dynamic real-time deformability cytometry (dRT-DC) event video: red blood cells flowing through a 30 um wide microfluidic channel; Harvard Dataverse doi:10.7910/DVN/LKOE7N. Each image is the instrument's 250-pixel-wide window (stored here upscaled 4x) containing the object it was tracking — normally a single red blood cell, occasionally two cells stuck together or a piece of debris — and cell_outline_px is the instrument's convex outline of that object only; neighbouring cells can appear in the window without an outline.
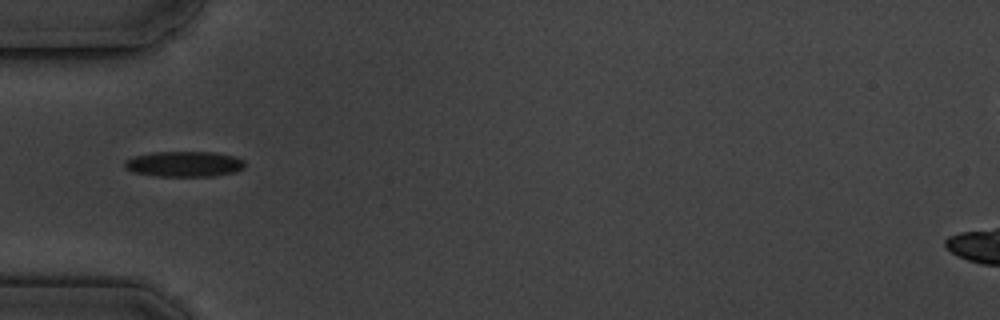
{"species": "common noctule bat (a hibernating species)", "species_latin": "Nyctalus noctula", "temperature_condition": "cold", "stored_images_in_passage": 2, "camera_frame_rate_fps": 3000, "um_per_image_px": 0.085, "animal": {"sex": "male", "body_mass_g": 19.5, "forearm_length_mm": 54.6}, "frame": {"image": 1, "passage_image": 1, "time_ms": 0.0, "image_size_px": [1000, 320], "cell_outline_px": [[244, 168], [236, 172], [212, 176], [156, 176], [132, 172], [124, 168], [124, 160], [136, 156], [156, 152], [216, 152], [236, 156], [244, 160]], "centroid_in_image_um": [15.68, 13.94], "position_along_channel_um": 69.3, "area_um2": 17.98}}